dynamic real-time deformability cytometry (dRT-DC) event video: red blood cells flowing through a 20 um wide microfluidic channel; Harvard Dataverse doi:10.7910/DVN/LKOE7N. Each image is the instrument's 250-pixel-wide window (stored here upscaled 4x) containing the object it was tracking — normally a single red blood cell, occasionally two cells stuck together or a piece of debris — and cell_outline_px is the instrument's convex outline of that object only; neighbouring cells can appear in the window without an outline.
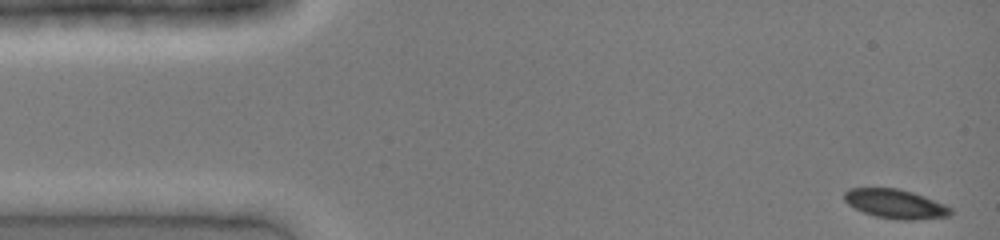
{"species": "common noctule bat (a hibernating species)", "species_latin": "Nyctalus noctula", "temperature_condition": "cold", "stored_images_in_passage": 39, "camera_frame_rate_fps": 3000, "um_per_image_px": 0.085, "animal": {"sex": "female", "body_mass_g": 19.0, "forearm_length_mm": 51.5}, "frame": {"image": 1, "passage_image": 1, "time_ms": 0.0, "image_size_px": [1000, 240], "cell_outline_px": [[952, 212], [948, 216], [916, 220], [896, 220], [876, 216], [864, 212], [848, 204], [844, 200], [844, 192], [848, 188], [896, 188], [912, 192], [924, 196], [944, 204], [952, 208]], "centroid_in_image_um": [76.11, 17.33], "position_along_channel_um": 8.9, "area_um2": 18.03}}
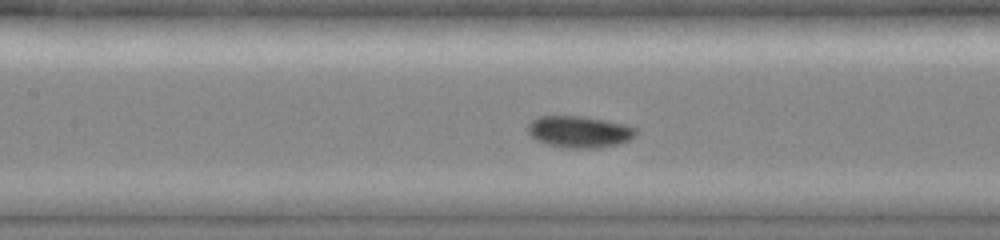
{"frame": {"image": 2, "passage_image": 18, "time_ms": 5.667, "image_size_px": [1000, 240], "cell_outline_px": [[636, 136], [620, 144], [600, 148], [564, 148], [544, 144], [536, 140], [528, 132], [528, 124], [532, 120], [540, 116], [580, 116], [628, 124], [636, 128]], "centroid_in_image_um": [49.26, 11.21], "position_along_channel_um": 158.1, "area_um2": 20.17}}
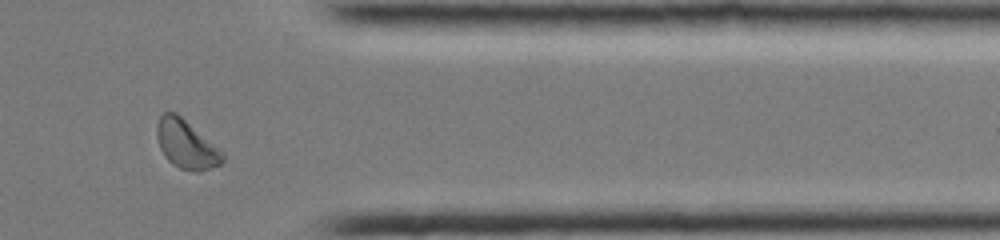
{"frame": {"image": 3, "passage_image": 34, "time_ms": 11.0, "image_size_px": [1000, 240], "cell_outline_px": [[224, 160], [220, 164], [200, 172], [196, 172], [180, 168], [172, 164], [168, 160], [160, 148], [156, 136], [156, 124], [160, 116], [164, 112], [176, 112], [216, 148], [224, 156]], "centroid_in_image_um": [15.76, 12.28], "position_along_channel_um": 395.6, "area_um2": 18.03}}